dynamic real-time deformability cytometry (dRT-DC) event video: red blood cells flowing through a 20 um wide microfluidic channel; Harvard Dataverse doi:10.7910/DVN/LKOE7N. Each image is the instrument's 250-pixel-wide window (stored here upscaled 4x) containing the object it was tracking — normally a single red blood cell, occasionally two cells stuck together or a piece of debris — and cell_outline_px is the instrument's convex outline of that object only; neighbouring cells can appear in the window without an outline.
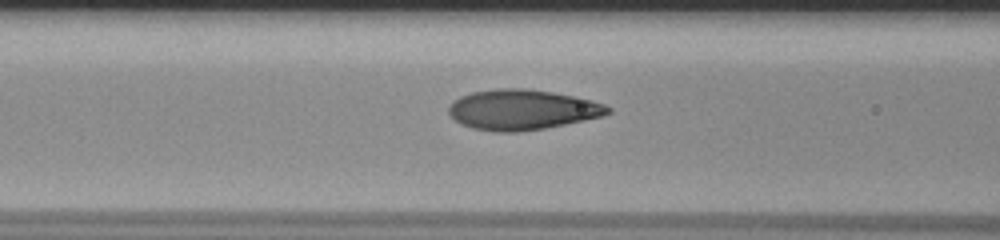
{"species": "human", "species_latin": "Homo sapiens", "temperature_condition": "room temperature", "stored_images_in_passage": 39, "camera_frame_rate_fps": 3000, "um_per_image_px": 0.085, "donor": {"sex": "male"}, "frame": {"image": 1, "passage_image": 10, "time_ms": 3.0, "image_size_px": [1000, 240], "cell_outline_px": [[612, 112], [600, 116], [584, 120], [544, 128], [520, 132], [492, 132], [472, 128], [460, 124], [448, 112], [448, 108], [460, 96], [472, 92], [496, 88], [524, 88], [552, 92], [572, 96], [604, 104], [612, 108]], "centroid_in_image_um": [44.36, 9.33], "position_along_channel_um": 122.2, "area_um2": 37.11}}
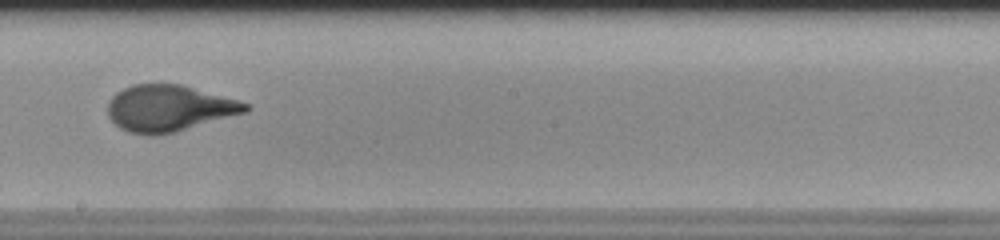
{"frame": {"image": 2, "passage_image": 19, "time_ms": 6.0, "image_size_px": [1000, 240], "cell_outline_px": [[248, 108], [244, 112], [172, 132], [156, 136], [152, 136], [128, 132], [120, 128], [108, 116], [108, 104], [112, 96], [116, 92], [132, 84], [180, 84], [236, 100], [248, 104]], "centroid_in_image_um": [14.27, 9.2], "position_along_channel_um": 233.9, "area_um2": 36.41}}
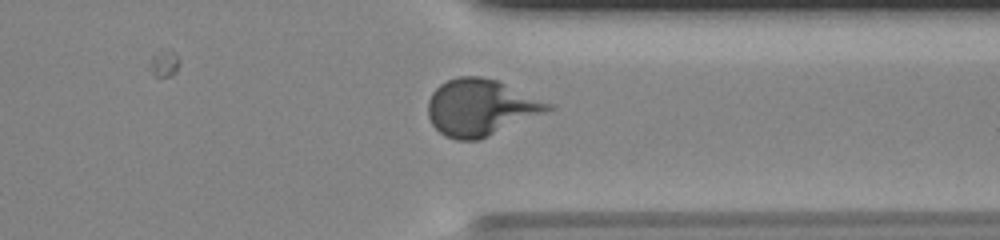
{"frame": {"image": 3, "passage_image": 30, "time_ms": 9.667, "image_size_px": [1000, 240], "cell_outline_px": [[556, 108], [480, 140], [456, 140], [444, 136], [432, 124], [428, 116], [428, 100], [432, 92], [440, 84], [448, 80], [460, 76], [480, 76], [496, 80], [552, 104]], "centroid_in_image_um": [40.84, 9.15], "position_along_channel_um": 370.6, "area_um2": 39.42}, "authors_computed_cell_mechanics": {"area_um2": 36.703, "velocity_mm_per_s": 3.7286, "shape_relaxation_time_tau1_ms": 3.9842, "shape_relaxation_time_tau2_ms": null, "deformation_change_tau1": 0.1997, "deformation_change_tau2": null}}